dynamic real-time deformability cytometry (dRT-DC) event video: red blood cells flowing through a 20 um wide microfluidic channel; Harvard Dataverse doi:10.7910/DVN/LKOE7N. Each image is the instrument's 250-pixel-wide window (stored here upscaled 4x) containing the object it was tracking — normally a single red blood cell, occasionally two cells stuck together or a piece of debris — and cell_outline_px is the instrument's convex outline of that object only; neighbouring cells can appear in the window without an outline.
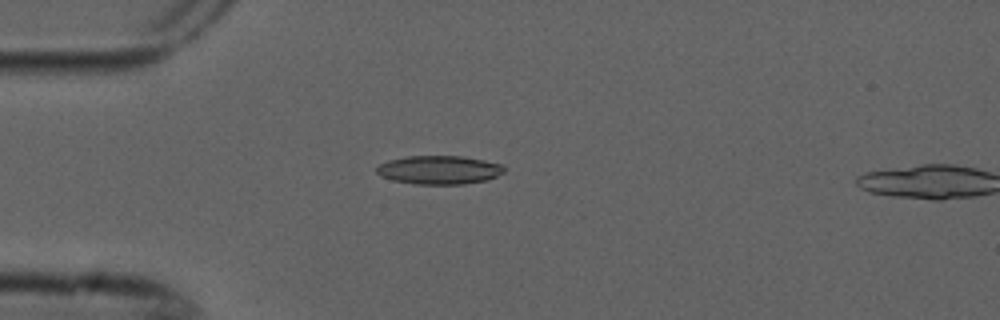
{"species": "common noctule bat (a hibernating species)", "species_latin": "Nyctalus noctula", "temperature_condition": "cold", "stored_images_in_passage": 6, "camera_frame_rate_fps": 3000, "um_per_image_px": 0.085, "animal": {"sex": "male", "forearm_length_mm": 52.5}, "frame": {"image": 1, "passage_image": 5, "time_ms": 1.333, "image_size_px": [1000, 320], "cell_outline_px": [[504, 172], [488, 180], [464, 184], [412, 184], [392, 180], [380, 176], [376, 172], [376, 168], [380, 164], [388, 160], [408, 156], [460, 156], [484, 160], [504, 164]], "centroid_in_image_um": [37.33, 14.44], "position_along_channel_um": 47.7, "area_um2": 21.39}}